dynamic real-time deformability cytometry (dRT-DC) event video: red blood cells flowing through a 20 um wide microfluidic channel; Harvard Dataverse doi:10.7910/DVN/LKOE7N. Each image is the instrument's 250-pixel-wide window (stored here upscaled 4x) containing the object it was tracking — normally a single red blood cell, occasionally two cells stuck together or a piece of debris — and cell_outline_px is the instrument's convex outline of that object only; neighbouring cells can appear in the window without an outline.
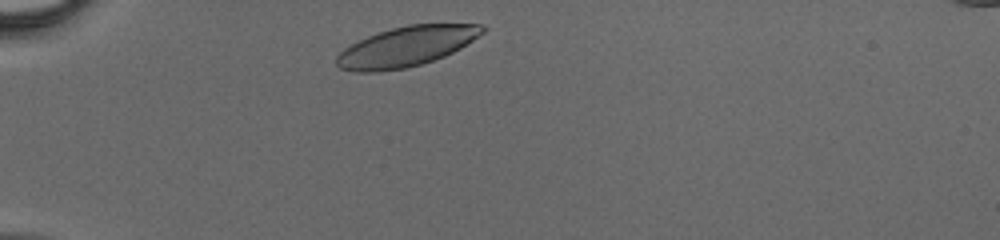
{"species": "human", "species_latin": "Homo sapiens", "temperature_condition": "cold", "stored_images_in_passage": 29, "camera_frame_rate_fps": 3000, "um_per_image_px": 0.085, "donor": {"sex": "male"}, "frame": {"image": 1, "passage_image": 2, "time_ms": 0.333, "image_size_px": [1000, 240], "cell_outline_px": [[488, 28], [484, 32], [460, 48], [444, 56], [408, 68], [376, 72], [356, 72], [340, 68], [336, 64], [336, 56], [344, 48], [368, 36], [392, 28], [408, 24], [480, 24]], "centroid_in_image_um": [34.53, 3.96], "position_along_channel_um": 50.5, "area_um2": 33.7}}
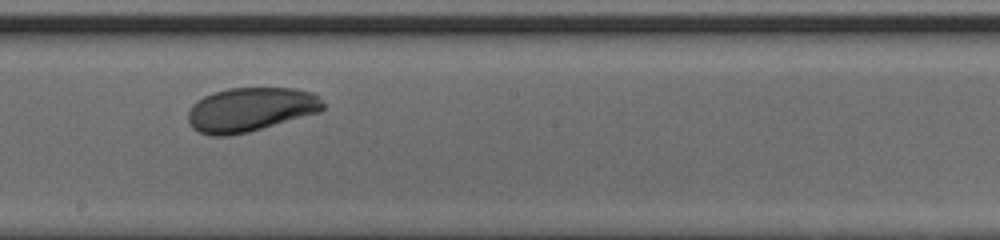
{"frame": {"image": 2, "passage_image": 16, "time_ms": 5.0, "image_size_px": [1000, 240], "cell_outline_px": [[324, 108], [320, 112], [248, 132], [228, 136], [212, 136], [200, 132], [192, 128], [188, 120], [188, 112], [192, 104], [196, 100], [212, 92], [228, 88], [296, 88], [312, 92], [324, 104]], "centroid_in_image_um": [21.26, 9.31], "position_along_channel_um": 226.9, "area_um2": 34.74}}
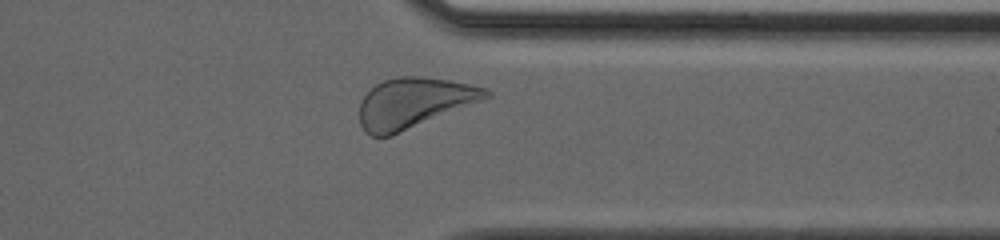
{"frame": {"image": 3, "passage_image": 26, "time_ms": 8.333, "image_size_px": [1000, 240], "cell_outline_px": [[492, 96], [484, 100], [392, 136], [372, 136], [364, 132], [360, 124], [360, 100], [376, 84], [384, 80], [396, 76], [420, 76], [448, 80], [468, 84], [484, 88], [492, 92]], "centroid_in_image_um": [35.18, 8.75], "position_along_channel_um": 376.2, "area_um2": 37.11}}